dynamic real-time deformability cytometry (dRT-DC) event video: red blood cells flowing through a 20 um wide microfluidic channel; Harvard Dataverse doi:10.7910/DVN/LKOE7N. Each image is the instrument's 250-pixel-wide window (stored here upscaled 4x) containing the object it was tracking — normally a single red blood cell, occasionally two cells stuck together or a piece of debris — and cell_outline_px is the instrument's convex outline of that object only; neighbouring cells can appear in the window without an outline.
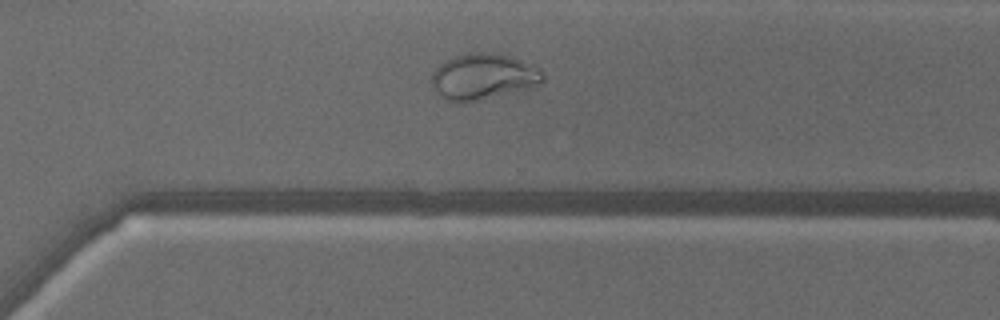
{"species": "common noctule bat (a hibernating species)", "species_latin": "Nyctalus noctula", "temperature_condition": "warm", "stored_images_in_passage": 38, "camera_frame_rate_fps": 3000, "um_per_image_px": 0.085, "animal": {"sex": "male", "body_mass_g": 18.8}, "frame": {"image": 1, "passage_image": 33, "time_ms": 10.667, "image_size_px": [1000, 320], "cell_outline_px": [[544, 80], [540, 84], [480, 100], [464, 104], [460, 104], [444, 100], [436, 92], [432, 84], [432, 72], [444, 60], [452, 56], [468, 52], [484, 52], [508, 56], [520, 60], [540, 68], [544, 76]], "centroid_in_image_um": [41.01, 6.52], "position_along_channel_um": 329.6, "area_um2": 29.88}}
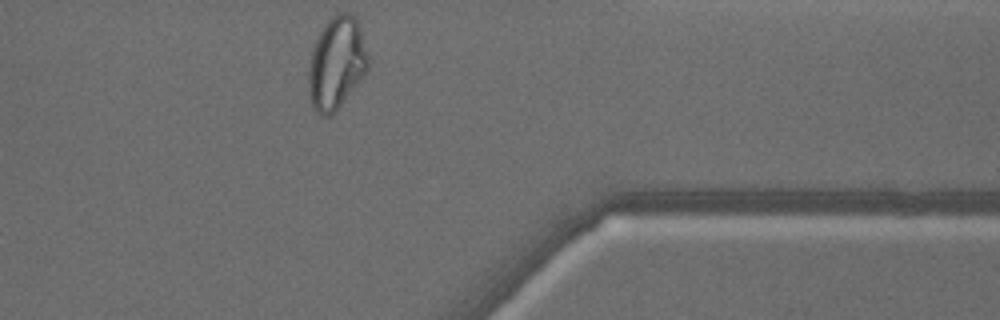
{"frame": {"image": 2, "passage_image": 38, "time_ms": 12.333, "image_size_px": [1000, 320], "cell_outline_px": [[368, 72], [336, 112], [332, 116], [320, 116], [312, 108], [308, 92], [308, 64], [320, 28], [336, 12], [352, 12], [356, 16], [360, 28], [368, 56]], "centroid_in_image_um": [28.6, 5.39], "position_along_channel_um": 382.8, "area_um2": 32.83}}